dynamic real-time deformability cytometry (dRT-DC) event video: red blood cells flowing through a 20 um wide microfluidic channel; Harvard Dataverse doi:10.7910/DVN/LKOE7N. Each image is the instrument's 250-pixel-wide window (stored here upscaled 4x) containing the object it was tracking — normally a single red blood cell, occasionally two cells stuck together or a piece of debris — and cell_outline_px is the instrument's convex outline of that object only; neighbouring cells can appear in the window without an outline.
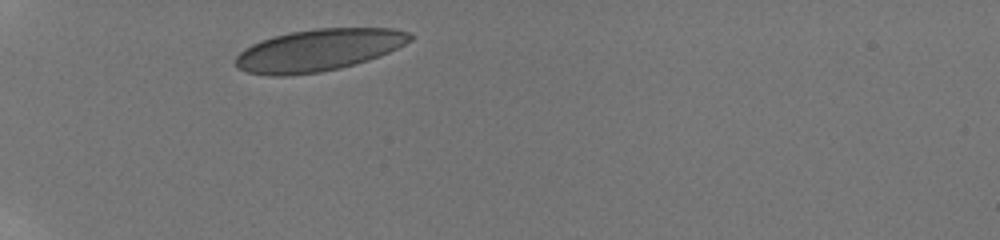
{"species": "human", "species_latin": "Homo sapiens", "temperature_condition": "room temperature", "stored_images_in_passage": 43, "camera_frame_rate_fps": 3000, "um_per_image_px": 0.085, "donor": {"sex": "male"}, "frame": {"image": 1, "passage_image": 1, "time_ms": 0.0, "image_size_px": [1000, 240], "cell_outline_px": [[416, 36], [412, 40], [380, 56], [356, 64], [340, 68], [320, 72], [288, 76], [268, 76], [248, 72], [240, 68], [236, 64], [236, 56], [244, 48], [260, 40], [292, 32], [316, 28], [392, 28], [408, 32]], "centroid_in_image_um": [27.09, 4.26], "position_along_channel_um": 57.9, "area_um2": 42.66}}
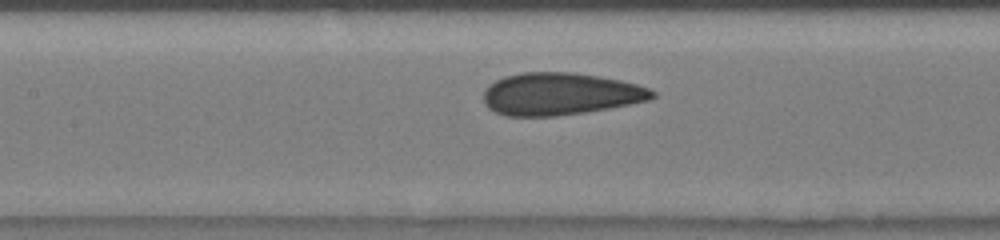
{"frame": {"image": 2, "passage_image": 19, "time_ms": 3.333, "image_size_px": [1000, 240], "cell_outline_px": [[656, 96], [652, 100], [608, 108], [584, 112], [556, 116], [504, 116], [488, 108], [484, 104], [484, 88], [488, 84], [504, 76], [520, 72], [572, 72], [620, 80], [636, 84], [648, 88], [656, 92]], "centroid_in_image_um": [47.59, 7.98], "position_along_channel_um": 159.8, "area_um2": 41.79}}
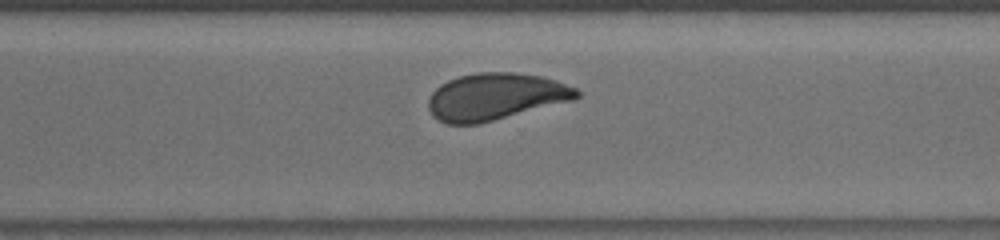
{"frame": {"image": 3, "passage_image": 38, "time_ms": 7.667, "image_size_px": [1000, 240], "cell_outline_px": [[580, 96], [576, 100], [476, 124], [448, 124], [432, 116], [428, 108], [428, 100], [432, 92], [440, 84], [448, 80], [460, 76], [476, 72], [512, 72], [540, 76], [556, 80], [576, 88], [580, 92]], "centroid_in_image_um": [42.13, 8.21], "position_along_channel_um": 328.5, "area_um2": 40.58}}